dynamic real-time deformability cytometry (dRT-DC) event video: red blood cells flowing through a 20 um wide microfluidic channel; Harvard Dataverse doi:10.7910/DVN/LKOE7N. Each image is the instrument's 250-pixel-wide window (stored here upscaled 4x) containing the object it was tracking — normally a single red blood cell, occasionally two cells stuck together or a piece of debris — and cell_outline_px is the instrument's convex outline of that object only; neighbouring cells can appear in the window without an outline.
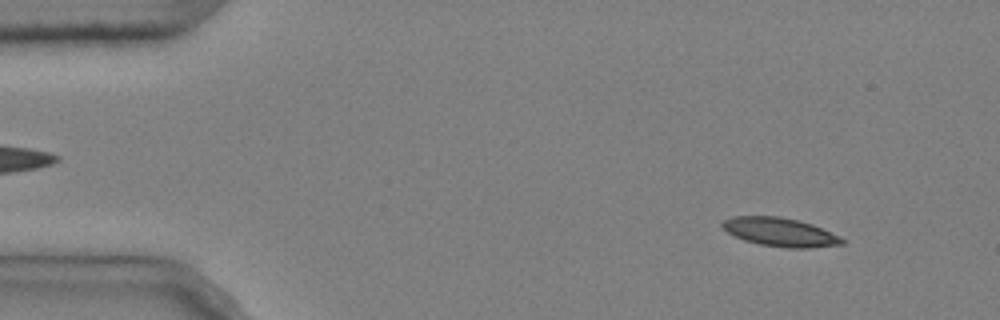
{"species": "common noctule bat (a hibernating species)", "species_latin": "Nyctalus noctula", "temperature_condition": "cold", "stored_images_in_passage": 4, "camera_frame_rate_fps": 3000, "um_per_image_px": 0.085, "animal": {"sex": "male", "body_mass_g": 20.4}, "frame": {"image": 1, "passage_image": 1, "time_ms": 0.0, "image_size_px": [1000, 320], "cell_outline_px": [[844, 244], [808, 248], [788, 248], [760, 244], [744, 240], [728, 232], [720, 224], [724, 220], [732, 216], [780, 216], [812, 224], [840, 236], [844, 240]], "centroid_in_image_um": [66.31, 19.72], "position_along_channel_um": 18.7, "area_um2": 19.83}}